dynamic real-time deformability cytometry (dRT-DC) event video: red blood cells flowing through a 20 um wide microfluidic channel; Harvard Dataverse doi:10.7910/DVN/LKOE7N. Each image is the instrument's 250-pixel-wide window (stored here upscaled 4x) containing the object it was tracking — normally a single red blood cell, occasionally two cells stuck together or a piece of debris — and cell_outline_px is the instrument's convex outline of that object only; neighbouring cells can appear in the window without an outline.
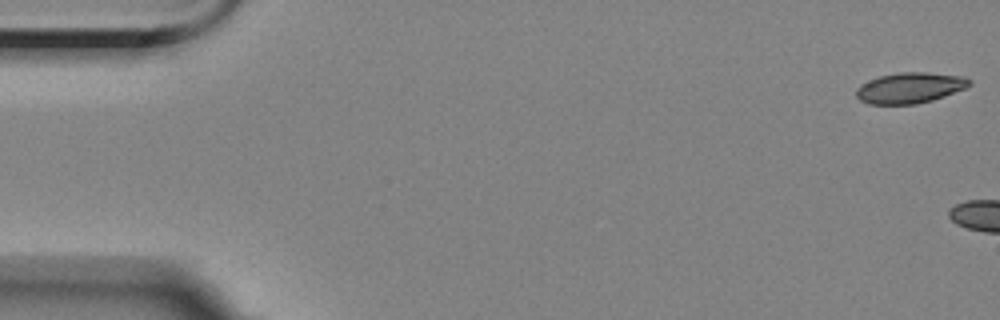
{"species": "Egyptian fruit bat (a non-hibernating species)", "species_latin": "Rousettus aegyptiacus", "temperature_condition": "room temperature", "stored_images_in_passage": 3, "camera_frame_rate_fps": 3000, "um_per_image_px": 0.085, "animal": {"sex": "female"}, "frame": {"image": 1, "passage_image": 1, "time_ms": 0.0, "image_size_px": [1000, 320], "cell_outline_px": [[972, 84], [964, 88], [944, 96], [932, 100], [916, 104], [868, 104], [860, 100], [856, 96], [856, 88], [860, 84], [868, 80], [880, 76], [900, 72], [928, 72], [964, 76], [972, 80]], "centroid_in_image_um": [77.33, 7.46], "position_along_channel_um": 7.7, "area_um2": 20.35}}